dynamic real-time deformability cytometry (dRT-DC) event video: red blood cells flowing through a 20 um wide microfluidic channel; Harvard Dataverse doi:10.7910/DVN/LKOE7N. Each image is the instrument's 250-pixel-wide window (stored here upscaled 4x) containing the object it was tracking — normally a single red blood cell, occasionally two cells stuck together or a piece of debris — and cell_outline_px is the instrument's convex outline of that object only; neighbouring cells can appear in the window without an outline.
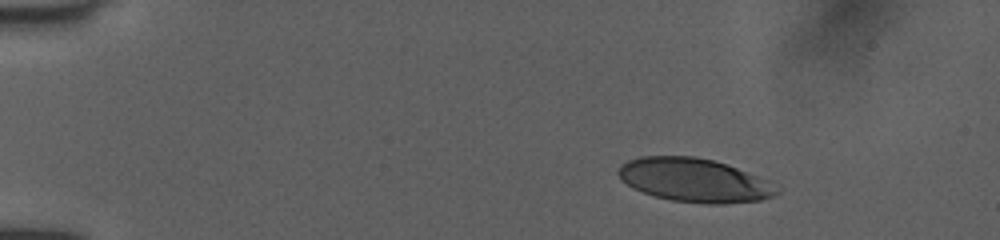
{"species": "human", "species_latin": "Homo sapiens", "temperature_condition": "room temperature", "stored_images_in_passage": 44, "camera_frame_rate_fps": 3000, "um_per_image_px": 0.085, "donor": {"sex": "female"}, "frame": {"image": 1, "passage_image": 1, "time_ms": 0.0, "image_size_px": [1000, 240], "cell_outline_px": [[784, 188], [776, 196], [760, 200], [724, 204], [708, 204], [672, 200], [656, 196], [632, 188], [620, 180], [616, 172], [620, 164], [628, 160], [640, 156], [696, 156], [728, 164], [768, 180]], "centroid_in_image_um": [59.06, 15.31], "position_along_channel_um": 25.9, "area_um2": 40.86}}
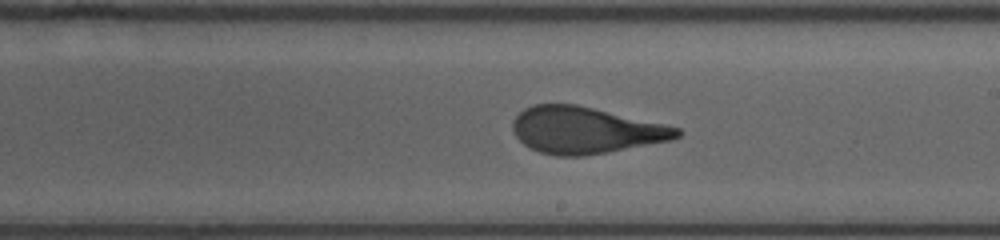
{"frame": {"image": 2, "passage_image": 24, "time_ms": 7.667, "image_size_px": [1000, 240], "cell_outline_px": [[684, 132], [680, 136], [672, 140], [608, 152], [584, 156], [556, 156], [540, 152], [524, 144], [516, 136], [512, 128], [512, 120], [524, 108], [532, 104], [576, 104], [664, 124], [680, 128]], "centroid_in_image_um": [49.76, 11.07], "position_along_channel_um": 239.2, "area_um2": 44.56}}
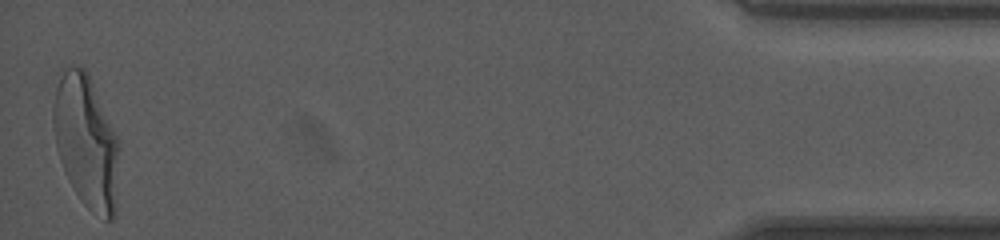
{"frame": {"image": 3, "passage_image": 44, "time_ms": 14.333, "image_size_px": [1000, 240], "cell_outline_px": [[120, 144], [116, 212], [112, 220], [104, 220], [92, 212], [80, 200], [64, 172], [56, 148], [52, 124], [52, 108], [56, 72], [68, 68], [84, 68], [88, 72], [120, 140]], "centroid_in_image_um": [7.32, 12.02], "position_along_channel_um": 427.9, "area_um2": 52.31}, "authors_computed_cell_mechanics": {"area_um2": 45.1418, "velocity_mm_per_s": 4.0349, "shape_relaxation_time_tau1_ms": 4.3074, "shape_relaxation_time_tau2_ms": 0.7278, "deformation_change_tau1": 0.224, "deformation_change_tau2": 0.0963}}